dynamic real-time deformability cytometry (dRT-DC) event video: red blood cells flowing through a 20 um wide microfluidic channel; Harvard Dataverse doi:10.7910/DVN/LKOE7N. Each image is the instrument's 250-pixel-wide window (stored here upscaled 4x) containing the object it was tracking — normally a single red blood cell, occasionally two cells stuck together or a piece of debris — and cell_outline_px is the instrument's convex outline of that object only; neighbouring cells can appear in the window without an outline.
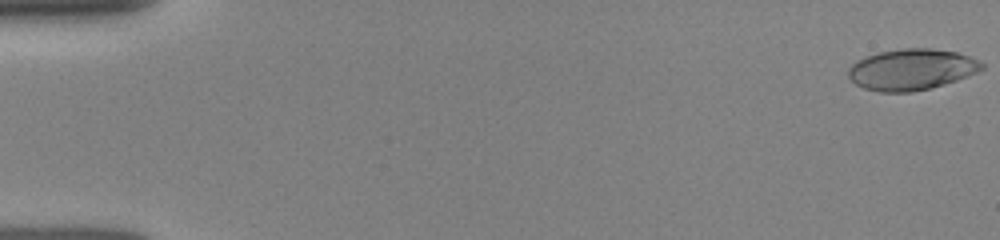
{"species": "human", "species_latin": "Homo sapiens", "temperature_condition": "room temperature", "stored_images_in_passage": 50, "camera_frame_rate_fps": 3000, "um_per_image_px": 0.085, "donor": {"sex": "female"}, "frame": {"image": 1, "passage_image": 1, "time_ms": 0.0, "image_size_px": [1000, 240], "cell_outline_px": [[984, 68], [968, 76], [944, 84], [912, 92], [880, 92], [864, 88], [856, 84], [848, 76], [848, 68], [856, 60], [880, 52], [904, 48], [928, 48], [956, 52], [980, 60], [984, 64]], "centroid_in_image_um": [77.48, 5.9], "position_along_channel_um": 7.5, "area_um2": 31.79}}
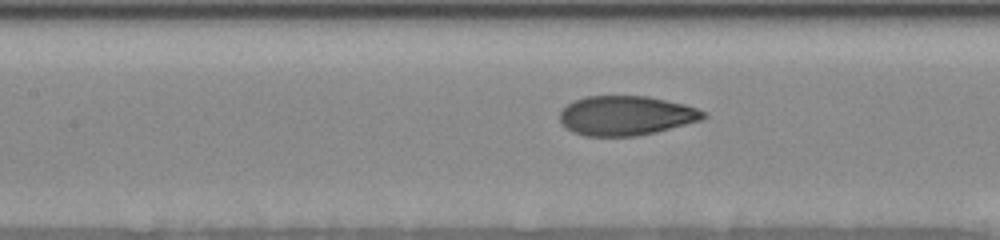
{"frame": {"image": 2, "passage_image": 28, "time_ms": 7.333, "image_size_px": [1000, 240], "cell_outline_px": [[708, 116], [700, 120], [656, 132], [636, 136], [584, 136], [572, 132], [560, 124], [560, 112], [572, 100], [584, 96], [648, 96], [684, 104], [696, 108], [704, 112]], "centroid_in_image_um": [53.16, 9.82], "position_along_channel_um": 154.2, "area_um2": 33.12}}
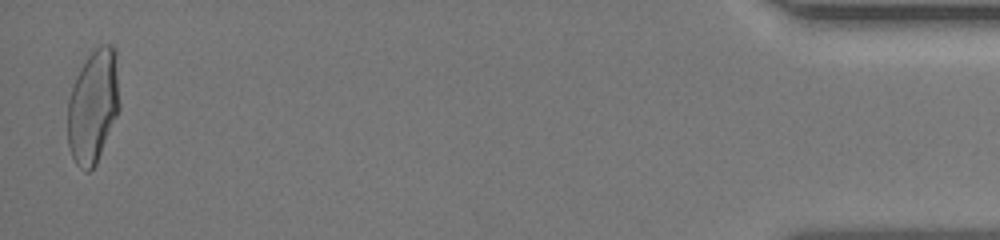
{"frame": {"image": 3, "passage_image": 48, "time_ms": 16.0, "image_size_px": [1000, 240], "cell_outline_px": [[120, 108], [96, 164], [88, 172], [84, 172], [76, 164], [72, 156], [68, 144], [68, 100], [76, 76], [80, 68], [88, 56], [100, 44], [112, 44], [116, 48], [120, 104]], "centroid_in_image_um": [7.93, 9.01], "position_along_channel_um": 427.3, "area_um2": 34.51}}